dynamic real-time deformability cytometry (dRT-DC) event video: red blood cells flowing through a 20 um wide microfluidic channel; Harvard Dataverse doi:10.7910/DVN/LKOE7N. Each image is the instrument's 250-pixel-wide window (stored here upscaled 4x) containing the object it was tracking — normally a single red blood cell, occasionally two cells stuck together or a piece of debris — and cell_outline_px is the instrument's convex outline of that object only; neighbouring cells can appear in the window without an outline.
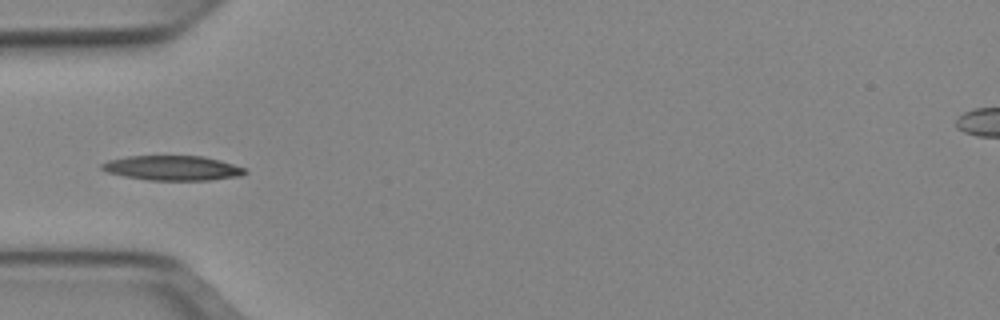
{"species": "Egyptian fruit bat (a non-hibernating species)", "species_latin": "Rousettus aegyptiacus", "temperature_condition": "cold", "stored_images_in_passage": 36, "camera_frame_rate_fps": 3000, "um_per_image_px": 0.085, "animal": {"sex": "female"}, "frame": {"image": 1, "passage_image": 1, "time_ms": 0.0, "image_size_px": [1000, 320], "cell_outline_px": [[248, 172], [240, 176], [208, 180], [148, 180], [124, 176], [108, 172], [100, 168], [100, 164], [108, 160], [128, 156], [204, 156], [220, 160], [244, 168]], "centroid_in_image_um": [14.65, 14.28], "position_along_channel_um": 70.4, "area_um2": 20.58}}
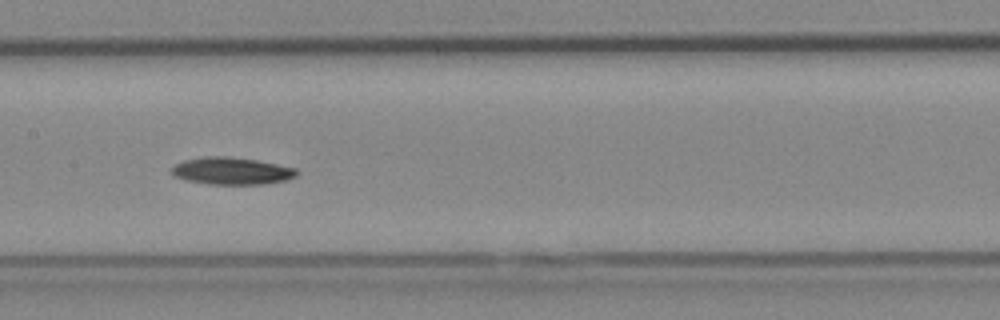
{"frame": {"image": 2, "passage_image": 10, "time_ms": 3.0, "image_size_px": [1000, 320], "cell_outline_px": [[296, 176], [284, 180], [264, 184], [208, 184], [188, 180], [172, 176], [172, 168], [176, 164], [184, 160], [204, 156], [224, 156], [256, 160], [296, 168]], "centroid_in_image_um": [19.66, 14.53], "position_along_channel_um": 187.7, "area_um2": 19.59}}
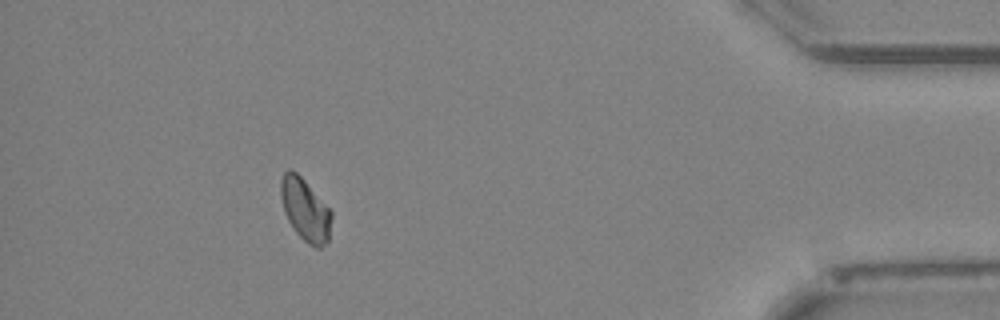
{"frame": {"image": 3, "passage_image": 31, "time_ms": 10.0, "image_size_px": [1000, 320], "cell_outline_px": [[332, 216], [328, 240], [320, 248], [316, 248], [308, 244], [296, 232], [288, 220], [284, 212], [280, 196], [280, 180], [284, 172], [288, 168], [292, 168], [304, 180], [332, 212]], "centroid_in_image_um": [25.92, 17.81], "position_along_channel_um": 409.3, "area_um2": 18.32}, "authors_computed_cell_mechanics": {"area_um2": 18.6983, "velocity_mm_per_s": 3.9252, "shape_relaxation_time_tau1_ms": 5.705, "shape_relaxation_time_tau2_ms": null, "deformation_change_tau1": 0.0982, "deformation_change_tau2": null}}